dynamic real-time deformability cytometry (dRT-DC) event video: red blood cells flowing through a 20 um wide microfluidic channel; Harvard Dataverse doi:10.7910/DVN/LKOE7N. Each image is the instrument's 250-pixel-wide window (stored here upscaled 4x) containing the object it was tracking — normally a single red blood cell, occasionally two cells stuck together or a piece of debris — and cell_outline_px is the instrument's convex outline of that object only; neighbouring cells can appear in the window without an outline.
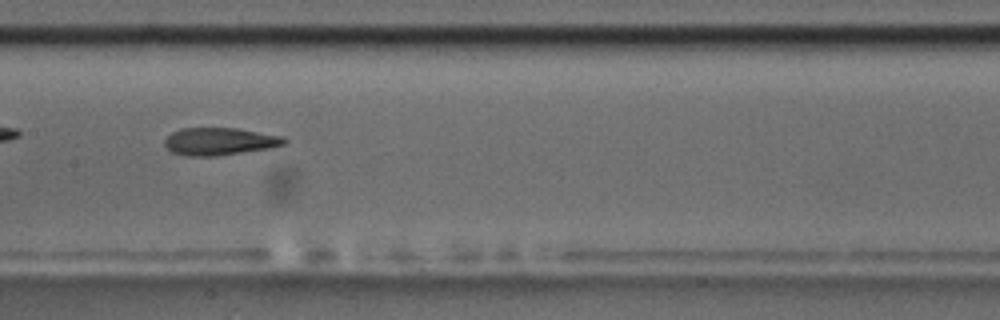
{"species": "common noctule bat (a hibernating species)", "species_latin": "Nyctalus noctula", "temperature_condition": "room temperature", "stored_images_in_passage": 39, "camera_frame_rate_fps": 3000, "um_per_image_px": 0.085, "animal": {"sex": "male", "body_mass_g": 17.5, "forearm_length_mm": 52.3}, "frame": {"image": 1, "passage_image": 12, "time_ms": 3.667, "image_size_px": [1000, 320], "cell_outline_px": [[288, 140], [284, 144], [272, 148], [216, 156], [184, 156], [172, 152], [164, 144], [164, 140], [172, 132], [180, 128], [236, 128], [284, 136]], "centroid_in_image_um": [18.68, 12.02], "position_along_channel_um": 188.7, "area_um2": 19.31}, "authors_computed_cell_mechanics": {"area_um2": 19.941, "velocity_mm_per_s": 3.7086, "shape_relaxation_time_tau1_ms": 7.3435, "shape_relaxation_time_tau2_ms": 3.0082, "deformation_change_tau1": 0.2452, "deformation_change_tau2": 0.1108}}